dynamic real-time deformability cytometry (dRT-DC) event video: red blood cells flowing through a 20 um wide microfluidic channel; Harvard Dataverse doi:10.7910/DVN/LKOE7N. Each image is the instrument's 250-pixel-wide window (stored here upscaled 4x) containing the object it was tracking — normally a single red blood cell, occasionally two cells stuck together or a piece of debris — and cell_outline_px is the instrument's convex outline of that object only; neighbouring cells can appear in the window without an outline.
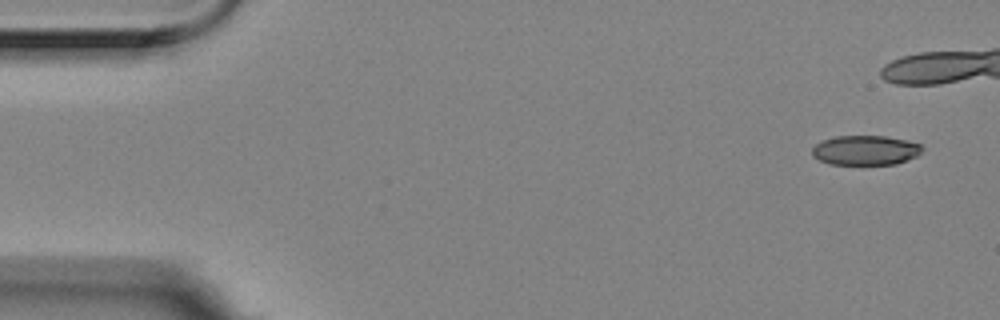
{"species": "Egyptian fruit bat (a non-hibernating species)", "species_latin": "Rousettus aegyptiacus", "temperature_condition": "room temperature", "stored_images_in_passage": 5, "camera_frame_rate_fps": 3000, "um_per_image_px": 0.085, "animal": {"sex": "female"}, "frame": {"image": 1, "passage_image": 1, "time_ms": 0.0, "image_size_px": [1000, 320], "cell_outline_px": [[924, 148], [916, 156], [896, 164], [828, 164], [812, 156], [812, 148], [816, 144], [824, 140], [836, 136], [884, 136], [908, 140], [920, 144]], "centroid_in_image_um": [73.56, 12.77], "position_along_channel_um": 11.4, "area_um2": 18.96}}
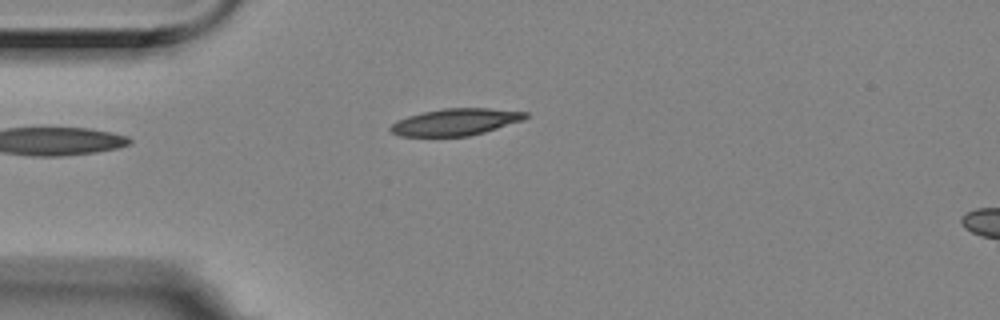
{"frame": {"image": 2, "passage_image": 5, "time_ms": 1.333, "image_size_px": [1000, 320], "cell_outline_px": [[528, 116], [524, 120], [484, 132], [468, 136], [400, 136], [392, 132], [388, 128], [396, 120], [408, 116], [424, 112], [444, 108], [488, 108], [528, 112]], "centroid_in_image_um": [38.73, 10.36], "position_along_channel_um": 46.3, "area_um2": 21.04}}